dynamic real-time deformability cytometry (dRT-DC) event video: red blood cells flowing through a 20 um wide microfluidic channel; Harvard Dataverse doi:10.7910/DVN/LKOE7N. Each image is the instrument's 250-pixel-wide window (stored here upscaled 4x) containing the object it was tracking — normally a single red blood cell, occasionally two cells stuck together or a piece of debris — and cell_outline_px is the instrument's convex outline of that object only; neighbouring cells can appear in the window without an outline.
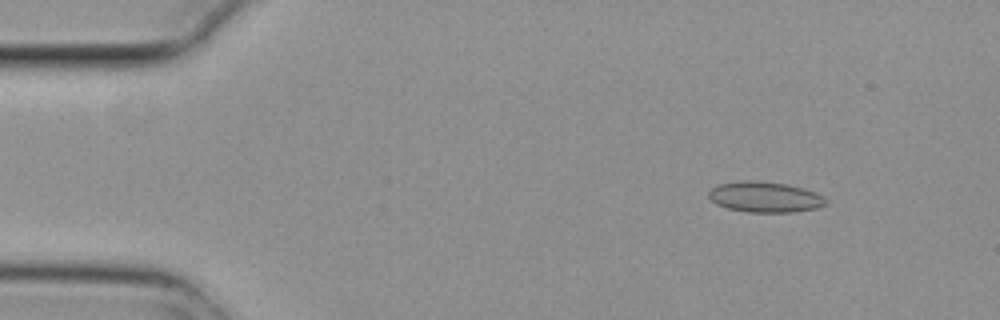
{"species": "common noctule bat (a hibernating species)", "species_latin": "Nyctalus noctula", "temperature_condition": "cold", "stored_images_in_passage": 5, "camera_frame_rate_fps": 3000, "um_per_image_px": 0.085, "animal": {"sex": "female", "body_mass_g": 29.2, "forearm_length_mm": 56.3}, "frame": {"image": 1, "passage_image": 2, "time_ms": 0.333, "image_size_px": [1000, 320], "cell_outline_px": [[828, 200], [824, 204], [816, 208], [792, 212], [748, 212], [728, 208], [716, 204], [708, 196], [708, 192], [712, 188], [720, 184], [744, 180], [760, 180], [788, 184], [816, 192], [824, 196]], "centroid_in_image_um": [65.03, 16.73], "position_along_channel_um": 20.0, "area_um2": 20.92}}
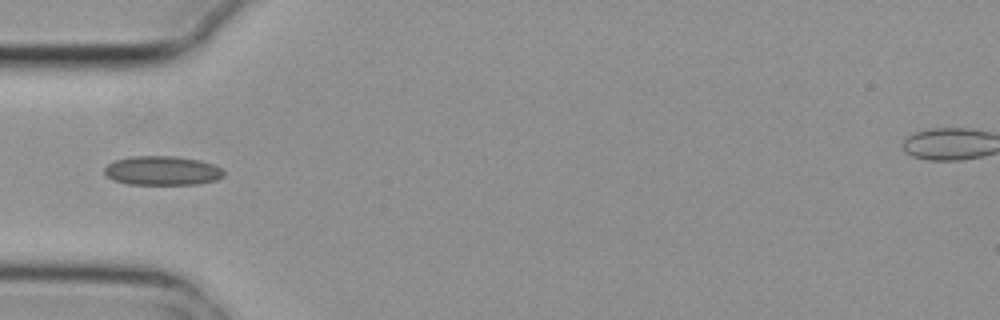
{"frame": {"image": 2, "passage_image": 5, "time_ms": 1.333, "image_size_px": [1000, 320], "cell_outline_px": [[224, 176], [216, 180], [196, 184], [128, 184], [112, 180], [104, 172], [104, 168], [108, 164], [116, 160], [132, 156], [176, 156], [200, 160], [212, 164], [220, 168], [224, 172]], "centroid_in_image_um": [13.79, 14.5], "position_along_channel_um": 71.2, "area_um2": 20.23}}